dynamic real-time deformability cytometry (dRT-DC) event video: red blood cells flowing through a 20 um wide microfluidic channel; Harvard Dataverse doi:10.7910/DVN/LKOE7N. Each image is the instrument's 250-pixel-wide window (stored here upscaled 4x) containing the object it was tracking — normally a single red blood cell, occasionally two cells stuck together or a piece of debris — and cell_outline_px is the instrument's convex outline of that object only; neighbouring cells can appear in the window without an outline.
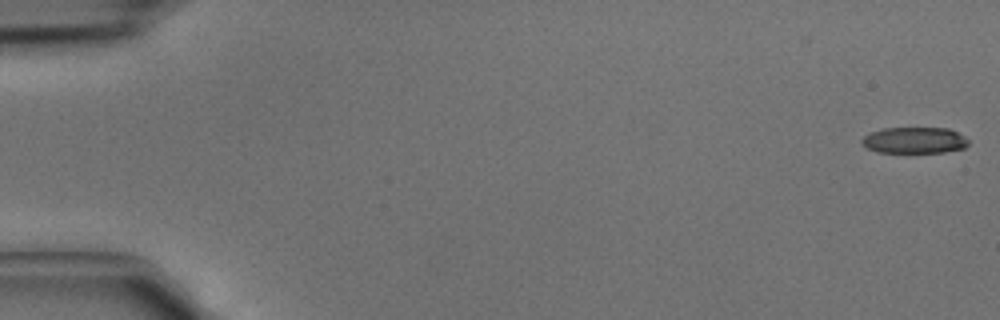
{"species": "common noctule bat (a hibernating species)", "species_latin": "Nyctalus noctula", "temperature_condition": "cold", "stored_images_in_passage": 3, "camera_frame_rate_fps": 3000, "um_per_image_px": 0.085, "animal": {"sex": "male", "body_mass_g": 15.6}, "frame": {"image": 1, "passage_image": 1, "time_ms": 0.0, "image_size_px": [1000, 320], "cell_outline_px": [[968, 144], [964, 148], [944, 152], [876, 152], [860, 144], [860, 140], [864, 136], [872, 132], [884, 128], [948, 128], [964, 136], [968, 140]], "centroid_in_image_um": [77.71, 11.92], "position_along_channel_um": 7.3, "area_um2": 16.24}}